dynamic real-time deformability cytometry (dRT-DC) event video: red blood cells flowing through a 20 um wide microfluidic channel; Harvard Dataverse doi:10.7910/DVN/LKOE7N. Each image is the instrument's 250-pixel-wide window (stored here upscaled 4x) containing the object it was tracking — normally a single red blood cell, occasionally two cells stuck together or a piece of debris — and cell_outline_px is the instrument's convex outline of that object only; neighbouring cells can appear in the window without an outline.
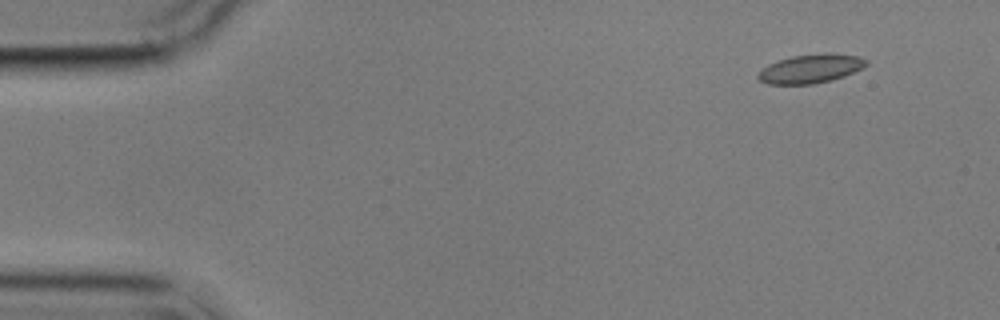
{"species": "common noctule bat (a hibernating species)", "species_latin": "Nyctalus noctula", "temperature_condition": "cold", "stored_images_in_passage": 4, "camera_frame_rate_fps": 3000, "um_per_image_px": 0.085, "animal": {"sex": "male", "body_mass_g": 17.9}, "frame": {"image": 1, "passage_image": 1, "time_ms": 0.0, "image_size_px": [1000, 320], "cell_outline_px": [[868, 64], [864, 68], [844, 76], [812, 84], [768, 84], [760, 80], [756, 76], [768, 64], [776, 60], [792, 56], [824, 52], [832, 52], [860, 56], [868, 60]], "centroid_in_image_um": [68.95, 5.81], "position_along_channel_um": 16.0, "area_um2": 18.38}}
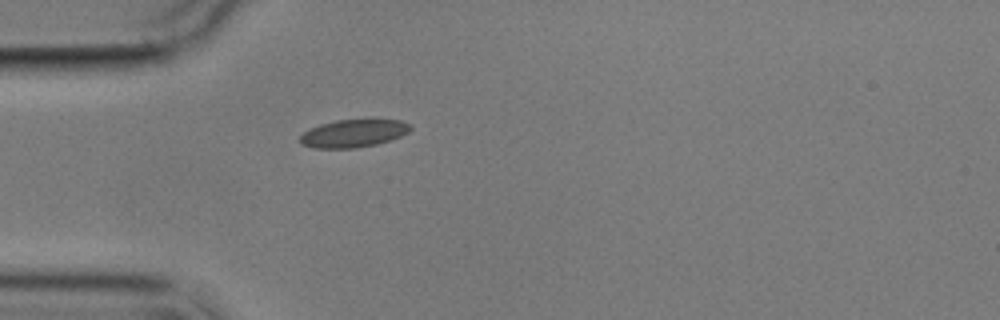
{"frame": {"image": 2, "passage_image": 4, "time_ms": 3.667, "image_size_px": [1000, 320], "cell_outline_px": [[412, 128], [408, 132], [400, 136], [376, 144], [356, 148], [316, 148], [300, 144], [300, 136], [304, 132], [320, 124], [336, 120], [400, 120], [412, 124]], "centroid_in_image_um": [30.05, 11.34], "position_along_channel_um": 55.0, "area_um2": 17.69}}